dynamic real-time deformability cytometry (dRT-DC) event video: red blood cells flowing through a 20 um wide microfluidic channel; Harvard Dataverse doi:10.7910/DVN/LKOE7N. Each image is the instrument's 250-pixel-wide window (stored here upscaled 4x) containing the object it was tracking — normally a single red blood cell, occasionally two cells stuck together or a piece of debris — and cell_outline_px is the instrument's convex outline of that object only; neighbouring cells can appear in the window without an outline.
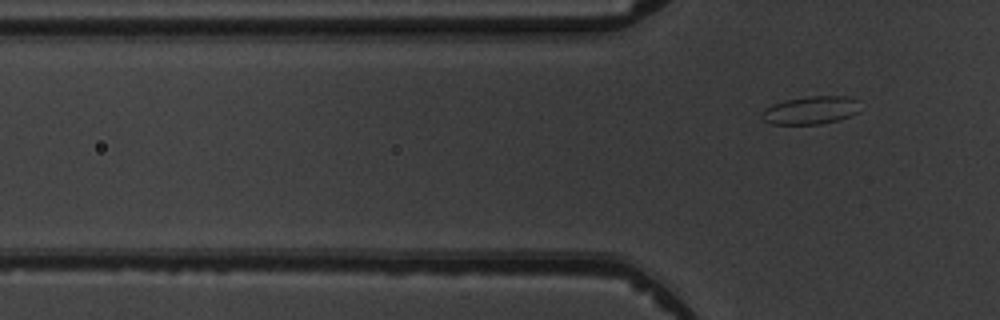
{"species": "common noctule bat (a hibernating species)", "species_latin": "Nyctalus noctula", "temperature_condition": "warm", "stored_images_in_passage": 6, "camera_frame_rate_fps": 3000, "um_per_image_px": 0.085, "animal": {"sex": "male", "body_mass_g": 19.5, "forearm_length_mm": 54.6}, "frame": {"image": 1, "passage_image": 6, "time_ms": 6.667, "image_size_px": [1000, 320], "cell_outline_px": [[856, 112], [848, 116], [836, 120], [820, 124], [772, 124], [764, 120], [760, 116], [760, 112], [764, 108], [772, 104], [784, 100], [808, 96], [848, 96], [856, 100]], "centroid_in_image_um": [68.8, 9.36], "position_along_channel_um": 57.0, "area_um2": 15.84}}